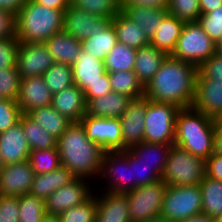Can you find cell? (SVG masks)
I'll use <instances>...</instances> for the list:
<instances>
[{"label": "cell", "instance_id": "1", "mask_svg": "<svg viewBox=\"0 0 222 222\" xmlns=\"http://www.w3.org/2000/svg\"><path fill=\"white\" fill-rule=\"evenodd\" d=\"M198 67L167 55L152 79L144 86V96L155 102L192 107Z\"/></svg>", "mask_w": 222, "mask_h": 222}, {"label": "cell", "instance_id": "2", "mask_svg": "<svg viewBox=\"0 0 222 222\" xmlns=\"http://www.w3.org/2000/svg\"><path fill=\"white\" fill-rule=\"evenodd\" d=\"M61 166L70 170L76 178L96 183L105 151L86 136L81 122H72L57 139Z\"/></svg>", "mask_w": 222, "mask_h": 222}, {"label": "cell", "instance_id": "3", "mask_svg": "<svg viewBox=\"0 0 222 222\" xmlns=\"http://www.w3.org/2000/svg\"><path fill=\"white\" fill-rule=\"evenodd\" d=\"M215 120L194 108L180 109L175 120L174 145L204 160L214 153Z\"/></svg>", "mask_w": 222, "mask_h": 222}, {"label": "cell", "instance_id": "4", "mask_svg": "<svg viewBox=\"0 0 222 222\" xmlns=\"http://www.w3.org/2000/svg\"><path fill=\"white\" fill-rule=\"evenodd\" d=\"M64 12L27 0L15 15L17 40L44 43L63 30Z\"/></svg>", "mask_w": 222, "mask_h": 222}, {"label": "cell", "instance_id": "5", "mask_svg": "<svg viewBox=\"0 0 222 222\" xmlns=\"http://www.w3.org/2000/svg\"><path fill=\"white\" fill-rule=\"evenodd\" d=\"M206 176L205 160L172 145L162 180L172 186L200 185Z\"/></svg>", "mask_w": 222, "mask_h": 222}, {"label": "cell", "instance_id": "6", "mask_svg": "<svg viewBox=\"0 0 222 222\" xmlns=\"http://www.w3.org/2000/svg\"><path fill=\"white\" fill-rule=\"evenodd\" d=\"M216 53V43L198 22L185 23L172 57L199 67Z\"/></svg>", "mask_w": 222, "mask_h": 222}, {"label": "cell", "instance_id": "7", "mask_svg": "<svg viewBox=\"0 0 222 222\" xmlns=\"http://www.w3.org/2000/svg\"><path fill=\"white\" fill-rule=\"evenodd\" d=\"M202 214V194L200 185H168L163 198L160 216L171 222H179Z\"/></svg>", "mask_w": 222, "mask_h": 222}, {"label": "cell", "instance_id": "8", "mask_svg": "<svg viewBox=\"0 0 222 222\" xmlns=\"http://www.w3.org/2000/svg\"><path fill=\"white\" fill-rule=\"evenodd\" d=\"M180 108L146 98L144 142L174 144L175 120Z\"/></svg>", "mask_w": 222, "mask_h": 222}, {"label": "cell", "instance_id": "9", "mask_svg": "<svg viewBox=\"0 0 222 222\" xmlns=\"http://www.w3.org/2000/svg\"><path fill=\"white\" fill-rule=\"evenodd\" d=\"M167 184L163 180L124 193L131 222H146L160 216Z\"/></svg>", "mask_w": 222, "mask_h": 222}, {"label": "cell", "instance_id": "10", "mask_svg": "<svg viewBox=\"0 0 222 222\" xmlns=\"http://www.w3.org/2000/svg\"><path fill=\"white\" fill-rule=\"evenodd\" d=\"M99 178L105 182L100 190L124 194L136 189L137 186L131 181L128 151L105 152L97 180Z\"/></svg>", "mask_w": 222, "mask_h": 222}, {"label": "cell", "instance_id": "11", "mask_svg": "<svg viewBox=\"0 0 222 222\" xmlns=\"http://www.w3.org/2000/svg\"><path fill=\"white\" fill-rule=\"evenodd\" d=\"M89 140L105 152L123 151L120 118H102L85 115L81 120Z\"/></svg>", "mask_w": 222, "mask_h": 222}, {"label": "cell", "instance_id": "12", "mask_svg": "<svg viewBox=\"0 0 222 222\" xmlns=\"http://www.w3.org/2000/svg\"><path fill=\"white\" fill-rule=\"evenodd\" d=\"M91 184L93 185L85 178H75L57 189L45 200L46 214L58 216L71 207L84 203L97 191Z\"/></svg>", "mask_w": 222, "mask_h": 222}, {"label": "cell", "instance_id": "13", "mask_svg": "<svg viewBox=\"0 0 222 222\" xmlns=\"http://www.w3.org/2000/svg\"><path fill=\"white\" fill-rule=\"evenodd\" d=\"M54 63L45 43H19L16 67L20 79L42 76Z\"/></svg>", "mask_w": 222, "mask_h": 222}, {"label": "cell", "instance_id": "14", "mask_svg": "<svg viewBox=\"0 0 222 222\" xmlns=\"http://www.w3.org/2000/svg\"><path fill=\"white\" fill-rule=\"evenodd\" d=\"M111 22V19L92 15L70 3L64 12L63 30L82 42L97 36L98 31H104Z\"/></svg>", "mask_w": 222, "mask_h": 222}, {"label": "cell", "instance_id": "15", "mask_svg": "<svg viewBox=\"0 0 222 222\" xmlns=\"http://www.w3.org/2000/svg\"><path fill=\"white\" fill-rule=\"evenodd\" d=\"M146 97L132 99L120 117L123 151L144 142Z\"/></svg>", "mask_w": 222, "mask_h": 222}, {"label": "cell", "instance_id": "16", "mask_svg": "<svg viewBox=\"0 0 222 222\" xmlns=\"http://www.w3.org/2000/svg\"><path fill=\"white\" fill-rule=\"evenodd\" d=\"M34 177L29 161L4 165L0 173V195L20 197L29 193Z\"/></svg>", "mask_w": 222, "mask_h": 222}, {"label": "cell", "instance_id": "17", "mask_svg": "<svg viewBox=\"0 0 222 222\" xmlns=\"http://www.w3.org/2000/svg\"><path fill=\"white\" fill-rule=\"evenodd\" d=\"M73 83L83 92L96 82H110L104 61L81 50L72 65Z\"/></svg>", "mask_w": 222, "mask_h": 222}, {"label": "cell", "instance_id": "18", "mask_svg": "<svg viewBox=\"0 0 222 222\" xmlns=\"http://www.w3.org/2000/svg\"><path fill=\"white\" fill-rule=\"evenodd\" d=\"M53 93L46 86L43 76L20 80L17 103L23 114L31 109L47 107L52 104Z\"/></svg>", "mask_w": 222, "mask_h": 222}, {"label": "cell", "instance_id": "19", "mask_svg": "<svg viewBox=\"0 0 222 222\" xmlns=\"http://www.w3.org/2000/svg\"><path fill=\"white\" fill-rule=\"evenodd\" d=\"M30 151L20 122L0 132V158L4 165L28 161Z\"/></svg>", "mask_w": 222, "mask_h": 222}, {"label": "cell", "instance_id": "20", "mask_svg": "<svg viewBox=\"0 0 222 222\" xmlns=\"http://www.w3.org/2000/svg\"><path fill=\"white\" fill-rule=\"evenodd\" d=\"M98 192L100 193L95 192L96 222H131L125 194L104 190Z\"/></svg>", "mask_w": 222, "mask_h": 222}, {"label": "cell", "instance_id": "21", "mask_svg": "<svg viewBox=\"0 0 222 222\" xmlns=\"http://www.w3.org/2000/svg\"><path fill=\"white\" fill-rule=\"evenodd\" d=\"M192 108L212 119L222 115V83L215 80H196Z\"/></svg>", "mask_w": 222, "mask_h": 222}, {"label": "cell", "instance_id": "22", "mask_svg": "<svg viewBox=\"0 0 222 222\" xmlns=\"http://www.w3.org/2000/svg\"><path fill=\"white\" fill-rule=\"evenodd\" d=\"M51 106L71 122H80L86 115L84 92L75 84L54 93Z\"/></svg>", "mask_w": 222, "mask_h": 222}, {"label": "cell", "instance_id": "23", "mask_svg": "<svg viewBox=\"0 0 222 222\" xmlns=\"http://www.w3.org/2000/svg\"><path fill=\"white\" fill-rule=\"evenodd\" d=\"M132 98L111 91L109 94L91 98L86 103V115L102 118H120Z\"/></svg>", "mask_w": 222, "mask_h": 222}, {"label": "cell", "instance_id": "24", "mask_svg": "<svg viewBox=\"0 0 222 222\" xmlns=\"http://www.w3.org/2000/svg\"><path fill=\"white\" fill-rule=\"evenodd\" d=\"M75 178L73 173L63 166L49 173L35 174L29 194L46 200L57 189L69 184Z\"/></svg>", "mask_w": 222, "mask_h": 222}, {"label": "cell", "instance_id": "25", "mask_svg": "<svg viewBox=\"0 0 222 222\" xmlns=\"http://www.w3.org/2000/svg\"><path fill=\"white\" fill-rule=\"evenodd\" d=\"M49 53L54 62L73 65L81 52V43L64 30L46 40Z\"/></svg>", "mask_w": 222, "mask_h": 222}, {"label": "cell", "instance_id": "26", "mask_svg": "<svg viewBox=\"0 0 222 222\" xmlns=\"http://www.w3.org/2000/svg\"><path fill=\"white\" fill-rule=\"evenodd\" d=\"M184 24L175 16L167 14L157 26L156 34L152 36L149 44L166 55H172Z\"/></svg>", "mask_w": 222, "mask_h": 222}, {"label": "cell", "instance_id": "27", "mask_svg": "<svg viewBox=\"0 0 222 222\" xmlns=\"http://www.w3.org/2000/svg\"><path fill=\"white\" fill-rule=\"evenodd\" d=\"M166 56L150 44L137 49L133 72L143 86L157 73Z\"/></svg>", "mask_w": 222, "mask_h": 222}, {"label": "cell", "instance_id": "28", "mask_svg": "<svg viewBox=\"0 0 222 222\" xmlns=\"http://www.w3.org/2000/svg\"><path fill=\"white\" fill-rule=\"evenodd\" d=\"M111 23L114 25L118 43L136 50L149 44L150 39L145 32L121 10L115 15Z\"/></svg>", "mask_w": 222, "mask_h": 222}, {"label": "cell", "instance_id": "29", "mask_svg": "<svg viewBox=\"0 0 222 222\" xmlns=\"http://www.w3.org/2000/svg\"><path fill=\"white\" fill-rule=\"evenodd\" d=\"M122 12L137 23L149 39L156 34L157 26L168 14L167 9L145 6H127Z\"/></svg>", "mask_w": 222, "mask_h": 222}, {"label": "cell", "instance_id": "30", "mask_svg": "<svg viewBox=\"0 0 222 222\" xmlns=\"http://www.w3.org/2000/svg\"><path fill=\"white\" fill-rule=\"evenodd\" d=\"M26 115L56 139H58L72 123L58 113L51 105L31 109Z\"/></svg>", "mask_w": 222, "mask_h": 222}, {"label": "cell", "instance_id": "31", "mask_svg": "<svg viewBox=\"0 0 222 222\" xmlns=\"http://www.w3.org/2000/svg\"><path fill=\"white\" fill-rule=\"evenodd\" d=\"M172 145L174 144L142 142L131 146L129 149L140 158L142 162L153 166V170L162 177Z\"/></svg>", "mask_w": 222, "mask_h": 222}, {"label": "cell", "instance_id": "32", "mask_svg": "<svg viewBox=\"0 0 222 222\" xmlns=\"http://www.w3.org/2000/svg\"><path fill=\"white\" fill-rule=\"evenodd\" d=\"M80 43L83 51L104 61L114 45L118 43L114 25L110 23L104 31H98L97 36L89 37Z\"/></svg>", "mask_w": 222, "mask_h": 222}, {"label": "cell", "instance_id": "33", "mask_svg": "<svg viewBox=\"0 0 222 222\" xmlns=\"http://www.w3.org/2000/svg\"><path fill=\"white\" fill-rule=\"evenodd\" d=\"M202 214L217 217L222 213V181L205 176L200 183Z\"/></svg>", "mask_w": 222, "mask_h": 222}, {"label": "cell", "instance_id": "34", "mask_svg": "<svg viewBox=\"0 0 222 222\" xmlns=\"http://www.w3.org/2000/svg\"><path fill=\"white\" fill-rule=\"evenodd\" d=\"M19 122L22 124L31 151L57 147V139L44 131L38 123L31 120L26 114L21 115Z\"/></svg>", "mask_w": 222, "mask_h": 222}, {"label": "cell", "instance_id": "35", "mask_svg": "<svg viewBox=\"0 0 222 222\" xmlns=\"http://www.w3.org/2000/svg\"><path fill=\"white\" fill-rule=\"evenodd\" d=\"M137 50L125 44L116 43L104 59L106 72L133 71Z\"/></svg>", "mask_w": 222, "mask_h": 222}, {"label": "cell", "instance_id": "36", "mask_svg": "<svg viewBox=\"0 0 222 222\" xmlns=\"http://www.w3.org/2000/svg\"><path fill=\"white\" fill-rule=\"evenodd\" d=\"M112 91L126 95L132 99L144 96V86L133 71L108 73Z\"/></svg>", "mask_w": 222, "mask_h": 222}, {"label": "cell", "instance_id": "37", "mask_svg": "<svg viewBox=\"0 0 222 222\" xmlns=\"http://www.w3.org/2000/svg\"><path fill=\"white\" fill-rule=\"evenodd\" d=\"M42 76L53 94L74 85L72 66L68 64L55 62Z\"/></svg>", "mask_w": 222, "mask_h": 222}, {"label": "cell", "instance_id": "38", "mask_svg": "<svg viewBox=\"0 0 222 222\" xmlns=\"http://www.w3.org/2000/svg\"><path fill=\"white\" fill-rule=\"evenodd\" d=\"M128 161L131 168V181L137 186H145L162 180V177L153 170V166L141 161L129 148Z\"/></svg>", "mask_w": 222, "mask_h": 222}, {"label": "cell", "instance_id": "39", "mask_svg": "<svg viewBox=\"0 0 222 222\" xmlns=\"http://www.w3.org/2000/svg\"><path fill=\"white\" fill-rule=\"evenodd\" d=\"M19 198V222H42L47 215L45 200L29 193Z\"/></svg>", "mask_w": 222, "mask_h": 222}, {"label": "cell", "instance_id": "40", "mask_svg": "<svg viewBox=\"0 0 222 222\" xmlns=\"http://www.w3.org/2000/svg\"><path fill=\"white\" fill-rule=\"evenodd\" d=\"M28 161L35 174L49 173L61 166L57 147L30 151Z\"/></svg>", "mask_w": 222, "mask_h": 222}, {"label": "cell", "instance_id": "41", "mask_svg": "<svg viewBox=\"0 0 222 222\" xmlns=\"http://www.w3.org/2000/svg\"><path fill=\"white\" fill-rule=\"evenodd\" d=\"M71 4L87 13L111 20L120 11V0H73Z\"/></svg>", "mask_w": 222, "mask_h": 222}, {"label": "cell", "instance_id": "42", "mask_svg": "<svg viewBox=\"0 0 222 222\" xmlns=\"http://www.w3.org/2000/svg\"><path fill=\"white\" fill-rule=\"evenodd\" d=\"M60 222H95L96 196L94 194L84 203L71 207L58 215Z\"/></svg>", "mask_w": 222, "mask_h": 222}, {"label": "cell", "instance_id": "43", "mask_svg": "<svg viewBox=\"0 0 222 222\" xmlns=\"http://www.w3.org/2000/svg\"><path fill=\"white\" fill-rule=\"evenodd\" d=\"M167 12L184 23L197 22L201 16L199 0H169Z\"/></svg>", "mask_w": 222, "mask_h": 222}, {"label": "cell", "instance_id": "44", "mask_svg": "<svg viewBox=\"0 0 222 222\" xmlns=\"http://www.w3.org/2000/svg\"><path fill=\"white\" fill-rule=\"evenodd\" d=\"M20 80L17 67L7 69L0 68V96L17 101Z\"/></svg>", "mask_w": 222, "mask_h": 222}, {"label": "cell", "instance_id": "45", "mask_svg": "<svg viewBox=\"0 0 222 222\" xmlns=\"http://www.w3.org/2000/svg\"><path fill=\"white\" fill-rule=\"evenodd\" d=\"M197 22L215 43L222 38V6L201 14Z\"/></svg>", "mask_w": 222, "mask_h": 222}, {"label": "cell", "instance_id": "46", "mask_svg": "<svg viewBox=\"0 0 222 222\" xmlns=\"http://www.w3.org/2000/svg\"><path fill=\"white\" fill-rule=\"evenodd\" d=\"M22 114L17 101L2 98L0 100V132L16 125Z\"/></svg>", "mask_w": 222, "mask_h": 222}, {"label": "cell", "instance_id": "47", "mask_svg": "<svg viewBox=\"0 0 222 222\" xmlns=\"http://www.w3.org/2000/svg\"><path fill=\"white\" fill-rule=\"evenodd\" d=\"M196 80H215L222 83V56L214 53L198 67Z\"/></svg>", "mask_w": 222, "mask_h": 222}, {"label": "cell", "instance_id": "48", "mask_svg": "<svg viewBox=\"0 0 222 222\" xmlns=\"http://www.w3.org/2000/svg\"><path fill=\"white\" fill-rule=\"evenodd\" d=\"M17 38H4L0 40V68L16 67L17 52L19 47Z\"/></svg>", "mask_w": 222, "mask_h": 222}, {"label": "cell", "instance_id": "49", "mask_svg": "<svg viewBox=\"0 0 222 222\" xmlns=\"http://www.w3.org/2000/svg\"><path fill=\"white\" fill-rule=\"evenodd\" d=\"M19 198L0 195V222H19Z\"/></svg>", "mask_w": 222, "mask_h": 222}, {"label": "cell", "instance_id": "50", "mask_svg": "<svg viewBox=\"0 0 222 222\" xmlns=\"http://www.w3.org/2000/svg\"><path fill=\"white\" fill-rule=\"evenodd\" d=\"M4 38H16L15 15L7 10L0 9V40Z\"/></svg>", "mask_w": 222, "mask_h": 222}, {"label": "cell", "instance_id": "51", "mask_svg": "<svg viewBox=\"0 0 222 222\" xmlns=\"http://www.w3.org/2000/svg\"><path fill=\"white\" fill-rule=\"evenodd\" d=\"M206 176L222 181V155L213 153L205 160Z\"/></svg>", "mask_w": 222, "mask_h": 222}, {"label": "cell", "instance_id": "52", "mask_svg": "<svg viewBox=\"0 0 222 222\" xmlns=\"http://www.w3.org/2000/svg\"><path fill=\"white\" fill-rule=\"evenodd\" d=\"M169 0H120V10L127 6H145L150 8L167 9Z\"/></svg>", "mask_w": 222, "mask_h": 222}, {"label": "cell", "instance_id": "53", "mask_svg": "<svg viewBox=\"0 0 222 222\" xmlns=\"http://www.w3.org/2000/svg\"><path fill=\"white\" fill-rule=\"evenodd\" d=\"M112 91L110 82H96L84 91L86 103L91 98H97L105 94H109Z\"/></svg>", "mask_w": 222, "mask_h": 222}, {"label": "cell", "instance_id": "54", "mask_svg": "<svg viewBox=\"0 0 222 222\" xmlns=\"http://www.w3.org/2000/svg\"><path fill=\"white\" fill-rule=\"evenodd\" d=\"M27 0H0V9L16 15Z\"/></svg>", "mask_w": 222, "mask_h": 222}, {"label": "cell", "instance_id": "55", "mask_svg": "<svg viewBox=\"0 0 222 222\" xmlns=\"http://www.w3.org/2000/svg\"><path fill=\"white\" fill-rule=\"evenodd\" d=\"M32 1L55 10H66L70 5V3L67 0H32Z\"/></svg>", "mask_w": 222, "mask_h": 222}, {"label": "cell", "instance_id": "56", "mask_svg": "<svg viewBox=\"0 0 222 222\" xmlns=\"http://www.w3.org/2000/svg\"><path fill=\"white\" fill-rule=\"evenodd\" d=\"M201 14H205L222 6V0H199Z\"/></svg>", "mask_w": 222, "mask_h": 222}, {"label": "cell", "instance_id": "57", "mask_svg": "<svg viewBox=\"0 0 222 222\" xmlns=\"http://www.w3.org/2000/svg\"><path fill=\"white\" fill-rule=\"evenodd\" d=\"M179 222H215V219L204 214H199V215L189 217Z\"/></svg>", "mask_w": 222, "mask_h": 222}, {"label": "cell", "instance_id": "58", "mask_svg": "<svg viewBox=\"0 0 222 222\" xmlns=\"http://www.w3.org/2000/svg\"><path fill=\"white\" fill-rule=\"evenodd\" d=\"M215 139H222V115L215 119Z\"/></svg>", "mask_w": 222, "mask_h": 222}, {"label": "cell", "instance_id": "59", "mask_svg": "<svg viewBox=\"0 0 222 222\" xmlns=\"http://www.w3.org/2000/svg\"><path fill=\"white\" fill-rule=\"evenodd\" d=\"M214 153L222 155V139H215Z\"/></svg>", "mask_w": 222, "mask_h": 222}, {"label": "cell", "instance_id": "60", "mask_svg": "<svg viewBox=\"0 0 222 222\" xmlns=\"http://www.w3.org/2000/svg\"><path fill=\"white\" fill-rule=\"evenodd\" d=\"M42 222H60V220L58 216L46 215Z\"/></svg>", "mask_w": 222, "mask_h": 222}, {"label": "cell", "instance_id": "61", "mask_svg": "<svg viewBox=\"0 0 222 222\" xmlns=\"http://www.w3.org/2000/svg\"><path fill=\"white\" fill-rule=\"evenodd\" d=\"M146 222H171L170 220L168 219H165L161 216H158V217H155V218H152V219H149L148 221Z\"/></svg>", "mask_w": 222, "mask_h": 222}, {"label": "cell", "instance_id": "62", "mask_svg": "<svg viewBox=\"0 0 222 222\" xmlns=\"http://www.w3.org/2000/svg\"><path fill=\"white\" fill-rule=\"evenodd\" d=\"M216 53L222 56V38H220L216 43Z\"/></svg>", "mask_w": 222, "mask_h": 222}, {"label": "cell", "instance_id": "63", "mask_svg": "<svg viewBox=\"0 0 222 222\" xmlns=\"http://www.w3.org/2000/svg\"><path fill=\"white\" fill-rule=\"evenodd\" d=\"M215 222H222V213L219 214L217 217L214 218Z\"/></svg>", "mask_w": 222, "mask_h": 222}, {"label": "cell", "instance_id": "64", "mask_svg": "<svg viewBox=\"0 0 222 222\" xmlns=\"http://www.w3.org/2000/svg\"><path fill=\"white\" fill-rule=\"evenodd\" d=\"M4 168V163L2 159L0 158V173L2 172V169Z\"/></svg>", "mask_w": 222, "mask_h": 222}]
</instances>
